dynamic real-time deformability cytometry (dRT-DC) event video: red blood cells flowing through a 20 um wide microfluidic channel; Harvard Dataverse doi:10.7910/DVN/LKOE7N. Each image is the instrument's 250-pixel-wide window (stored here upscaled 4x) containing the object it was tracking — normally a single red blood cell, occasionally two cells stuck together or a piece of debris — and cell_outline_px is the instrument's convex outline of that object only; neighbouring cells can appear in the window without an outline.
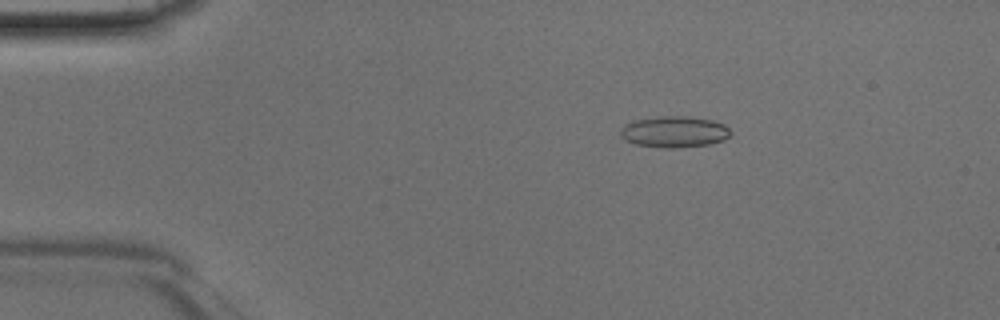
{"species": "Egyptian fruit bat (a non-hibernating species)", "species_latin": "Rousettus aegyptiacus", "temperature_condition": "room temperature", "stored_images_in_passage": 44, "camera_frame_rate_fps": 3000, "um_per_image_px": 0.085, "animal": {"sex": "male"}, "frame": {"image": 1, "passage_image": 6, "time_ms": 1.667, "image_size_px": [1000, 320], "cell_outline_px": [[732, 132], [724, 140], [708, 144], [680, 148], [664, 148], [636, 144], [624, 140], [620, 136], [620, 128], [624, 124], [636, 120], [660, 116], [688, 116], [712, 120], [724, 124]], "centroid_in_image_um": [57.3, 11.2], "position_along_channel_um": 27.7, "area_um2": 20.17}}
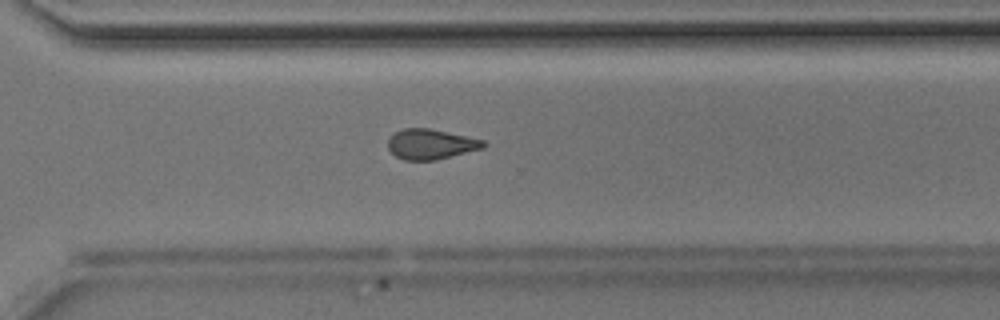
{"frame": {"image": 2, "passage_image": 31, "time_ms": 10.0, "image_size_px": [1000, 320], "cell_outline_px": [[488, 144], [484, 148], [436, 160], [404, 160], [396, 156], [388, 148], [388, 140], [396, 132], [404, 128], [428, 128], [484, 140]], "centroid_in_image_um": [36.64, 12.26], "position_along_channel_um": 334.0, "area_um2": 16.65}}
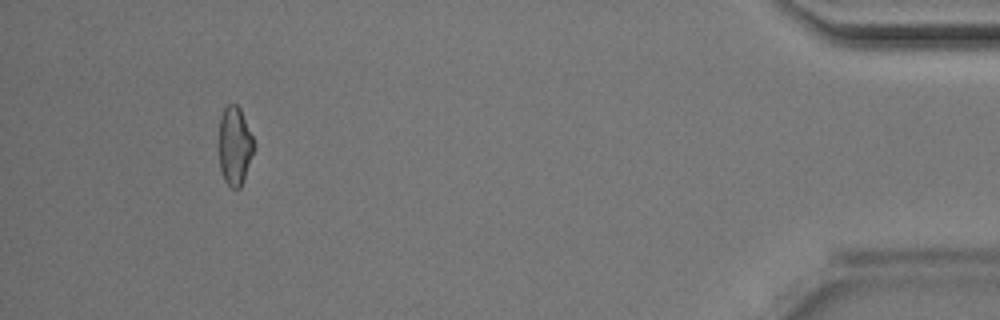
{"frame": {"image": 3, "passage_image": 41, "time_ms": 13.333, "image_size_px": [1000, 320], "cell_outline_px": [[256, 144], [240, 188], [232, 188], [224, 180], [220, 168], [220, 116], [224, 108], [228, 104], [236, 104], [240, 108]], "centroid_in_image_um": [19.96, 12.37], "position_along_channel_um": 415.2, "area_um2": 15.78}}